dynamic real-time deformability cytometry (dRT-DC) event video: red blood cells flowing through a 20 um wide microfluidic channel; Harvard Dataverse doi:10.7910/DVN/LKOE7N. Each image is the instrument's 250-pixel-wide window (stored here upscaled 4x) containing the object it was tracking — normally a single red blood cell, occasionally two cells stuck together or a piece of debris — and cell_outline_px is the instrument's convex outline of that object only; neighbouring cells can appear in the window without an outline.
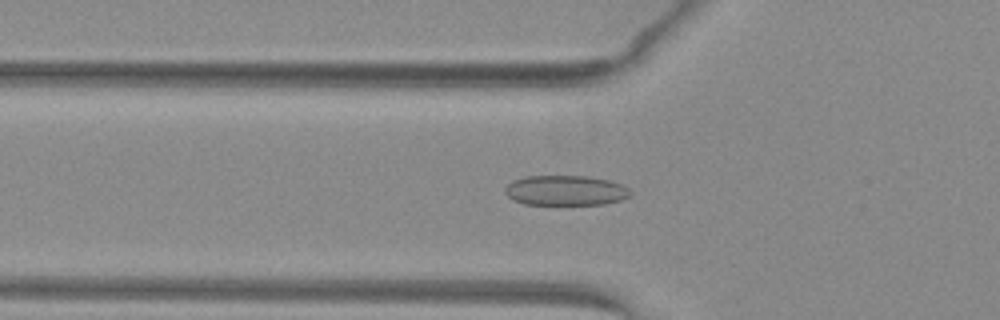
{"species": "common noctule bat (a hibernating species)", "species_latin": "Nyctalus noctula", "temperature_condition": "warm", "stored_images_in_passage": 52, "camera_frame_rate_fps": 3000, "um_per_image_px": 0.085, "animal": {"sex": "female", "body_mass_g": 29.2, "forearm_length_mm": 56.3}, "frame": {"image": 1, "passage_image": 19, "time_ms": 6.0, "image_size_px": [1000, 320], "cell_outline_px": [[632, 192], [628, 196], [620, 200], [604, 204], [524, 204], [512, 200], [504, 192], [504, 188], [512, 180], [524, 176], [588, 176], [608, 180], [620, 184], [628, 188]], "centroid_in_image_um": [48.03, 16.18], "position_along_channel_um": 77.8, "area_um2": 21.96}}
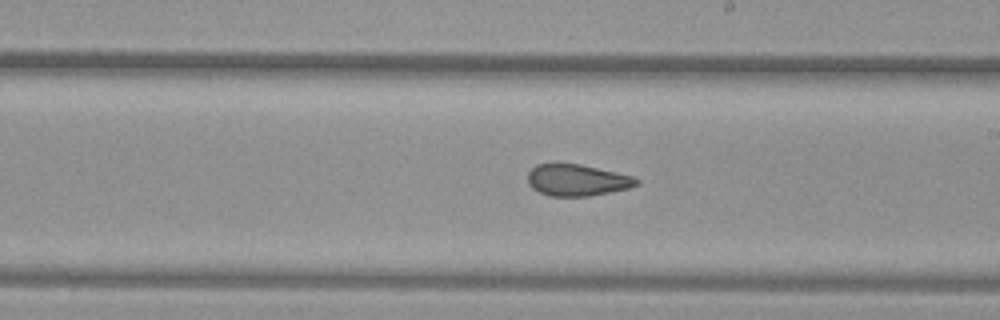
{"frame": {"image": 2, "passage_image": 31, "time_ms": 10.0, "image_size_px": [1000, 320], "cell_outline_px": [[640, 184], [628, 188], [588, 196], [548, 196], [532, 188], [528, 184], [528, 172], [536, 164], [580, 164], [616, 172], [632, 176], [640, 180]], "centroid_in_image_um": [49.04, 15.31], "position_along_channel_um": 240.0, "area_um2": 19.88}}
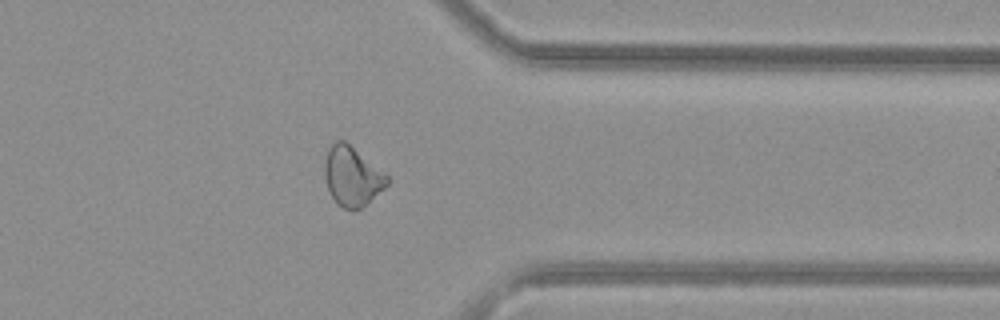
{"frame": {"image": 3, "passage_image": 42, "time_ms": 13.667, "image_size_px": [1000, 320], "cell_outline_px": [[388, 184], [384, 188], [360, 208], [352, 212], [336, 204], [328, 188], [324, 176], [324, 164], [328, 148], [336, 140], [344, 140], [388, 176]], "centroid_in_image_um": [29.89, 15.0], "position_along_channel_um": 381.5, "area_um2": 21.33}, "authors_computed_cell_mechanics": {"area_um2": 22.1374, "velocity_mm_per_s": 4.0481, "shape_relaxation_time_tau1_ms": null, "shape_relaxation_time_tau2_ms": 1.5614, "deformation_change_tau1": null, "deformation_change_tau2": 0.0752}}